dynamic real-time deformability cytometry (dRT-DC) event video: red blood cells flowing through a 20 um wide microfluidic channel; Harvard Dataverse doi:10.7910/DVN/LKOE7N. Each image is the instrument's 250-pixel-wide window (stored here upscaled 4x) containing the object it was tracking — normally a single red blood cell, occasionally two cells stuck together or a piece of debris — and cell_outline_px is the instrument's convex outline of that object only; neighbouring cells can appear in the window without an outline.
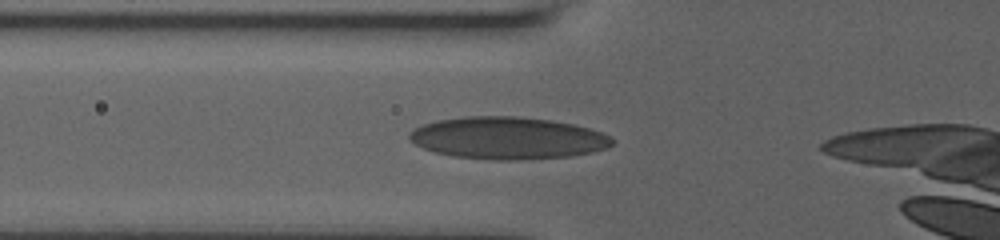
{"species": "human", "species_latin": "Homo sapiens", "temperature_condition": "room temperature", "stored_images_in_passage": 11, "segment_of_instrument_passage": [1, 2], "camera_frame_rate_fps": 3000, "um_per_image_px": 0.085, "donor": {"sex": "male"}, "frame": {"image": 1, "passage_image": 3, "time_ms": 1.333, "image_size_px": [1000, 240], "cell_outline_px": [[616, 144], [608, 148], [592, 152], [572, 156], [516, 160], [496, 160], [452, 156], [436, 152], [424, 148], [416, 144], [408, 136], [408, 132], [424, 124], [436, 120], [464, 116], [520, 116], [552, 120], [572, 124], [588, 128], [612, 136], [616, 140]], "centroid_in_image_um": [43.21, 11.73], "position_along_channel_um": 82.6, "area_um2": 50.11}}
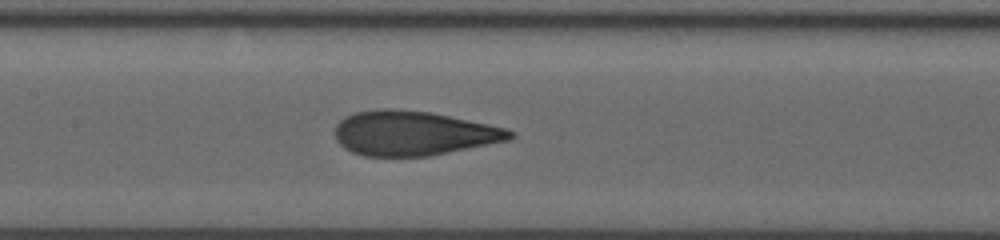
{"frame": {"image": 2, "passage_image": 7, "time_ms": 3.667, "image_size_px": [1000, 240], "cell_outline_px": [[516, 136], [512, 140], [428, 156], [364, 156], [352, 152], [344, 148], [336, 140], [336, 124], [344, 116], [356, 112], [380, 108], [388, 108], [432, 112], [508, 128], [516, 132]], "centroid_in_image_um": [35.18, 11.32], "position_along_channel_um": 172.2, "area_um2": 45.78}}
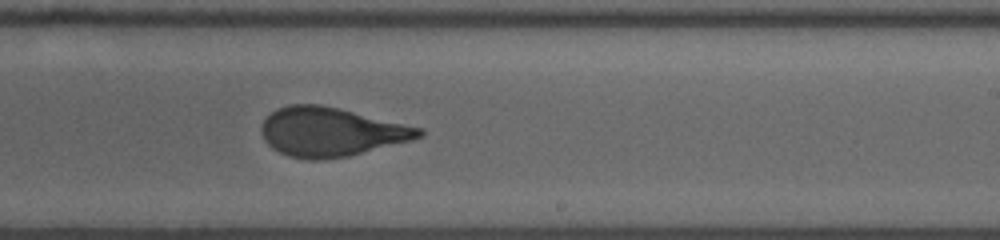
{"frame": {"image": 3, "passage_image": 10, "time_ms": 6.0, "image_size_px": [1000, 240], "cell_outline_px": [[424, 132], [420, 136], [412, 140], [348, 156], [320, 160], [308, 160], [288, 156], [272, 148], [264, 140], [260, 132], [260, 128], [264, 120], [276, 108], [288, 104], [320, 104], [340, 108], [424, 128]], "centroid_in_image_um": [28.11, 11.2], "position_along_channel_um": 260.9, "area_um2": 45.14}}